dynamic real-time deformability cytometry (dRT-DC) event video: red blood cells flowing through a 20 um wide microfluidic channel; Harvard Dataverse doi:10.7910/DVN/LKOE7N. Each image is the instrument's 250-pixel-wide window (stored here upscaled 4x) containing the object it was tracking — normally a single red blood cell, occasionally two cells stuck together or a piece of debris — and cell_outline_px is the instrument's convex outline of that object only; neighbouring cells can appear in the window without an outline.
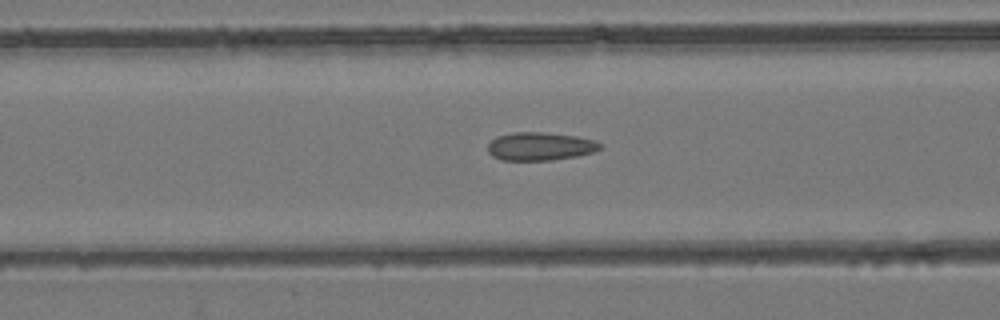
{"species": "common noctule bat (a hibernating species)", "species_latin": "Nyctalus noctula", "temperature_condition": "room temperature", "stored_images_in_passage": 48, "camera_frame_rate_fps": 3000, "um_per_image_px": 0.085, "animal": {"sex": "female", "body_mass_g": 24.6, "forearm_length_mm": 56.2}, "frame": {"image": 1, "passage_image": 22, "time_ms": 7.0, "image_size_px": [1000, 320], "cell_outline_px": [[600, 148], [592, 152], [576, 156], [552, 160], [500, 160], [492, 156], [488, 152], [488, 144], [496, 136], [512, 132], [540, 132], [576, 136], [596, 140], [600, 144]], "centroid_in_image_um": [45.87, 12.44], "position_along_channel_um": 120.7, "area_um2": 18.38}}
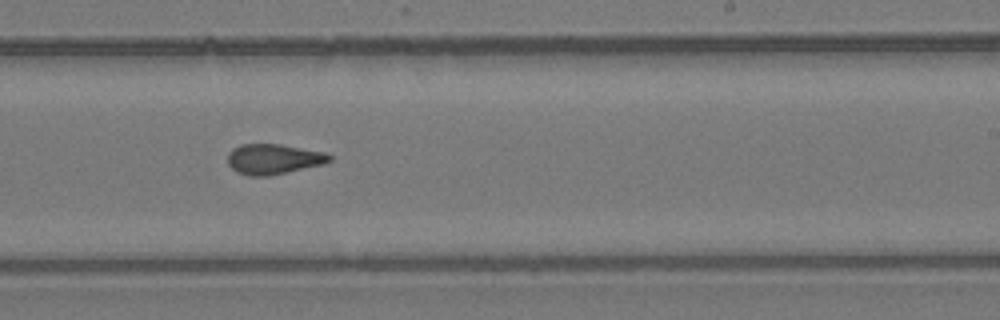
{"frame": {"image": 2, "passage_image": 33, "time_ms": 10.667, "image_size_px": [1000, 320], "cell_outline_px": [[332, 160], [324, 164], [268, 176], [248, 176], [236, 172], [228, 164], [228, 152], [232, 148], [240, 144], [280, 144], [324, 152], [332, 156]], "centroid_in_image_um": [23.22, 13.52], "position_along_channel_um": 265.8, "area_um2": 18.03}}
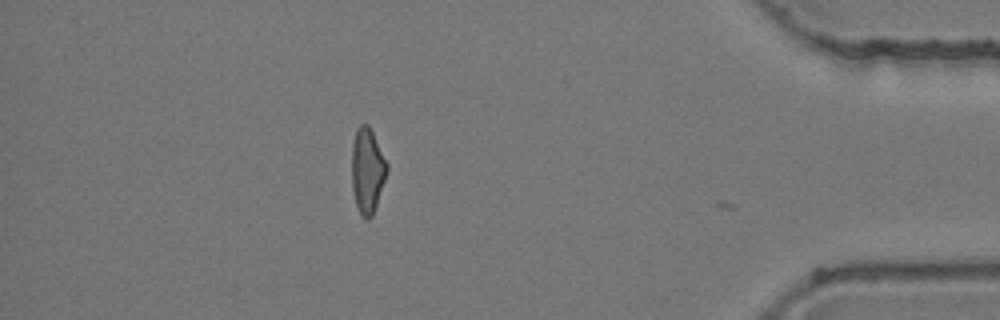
{"frame": {"image": 3, "passage_image": 47, "time_ms": 15.333, "image_size_px": [1000, 320], "cell_outline_px": [[388, 168], [372, 216], [368, 220], [364, 220], [360, 216], [356, 204], [352, 188], [352, 144], [356, 128], [360, 124], [368, 124], [388, 164]], "centroid_in_image_um": [31.2, 14.5], "position_along_channel_um": 404.0, "area_um2": 17.34}, "authors_computed_cell_mechanics": {"area_um2": 18.3804, "velocity_mm_per_s": 3.9658, "shape_relaxation_time_tau1_ms": null, "shape_relaxation_time_tau2_ms": 1.6291, "deformation_change_tau1": null, "deformation_change_tau2": 0.0945}}